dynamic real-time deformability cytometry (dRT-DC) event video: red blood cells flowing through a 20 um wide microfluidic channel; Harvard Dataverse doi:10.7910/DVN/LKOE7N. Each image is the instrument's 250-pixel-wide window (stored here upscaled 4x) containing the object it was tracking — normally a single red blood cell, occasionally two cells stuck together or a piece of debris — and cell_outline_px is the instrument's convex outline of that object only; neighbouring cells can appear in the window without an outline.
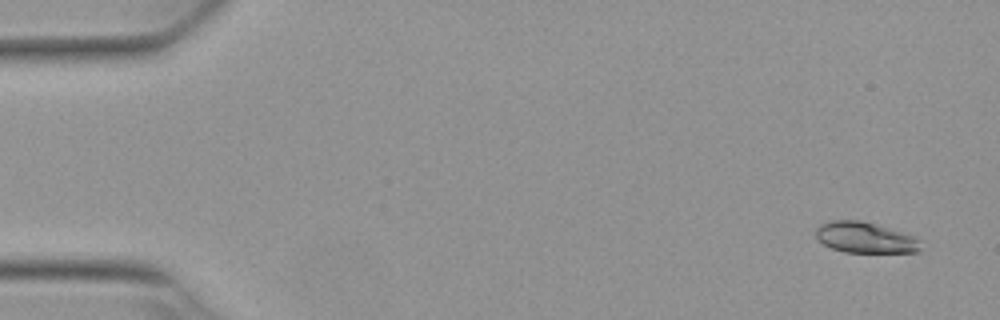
{"species": "Egyptian fruit bat (a non-hibernating species)", "species_latin": "Rousettus aegyptiacus", "temperature_condition": "warm", "stored_images_in_passage": 54, "camera_frame_rate_fps": 3000, "um_per_image_px": 0.085, "animal": {"sex": "female"}, "frame": {"image": 1, "passage_image": 3, "time_ms": 0.667, "image_size_px": [1000, 320], "cell_outline_px": [[920, 252], [844, 252], [832, 248], [824, 244], [816, 236], [816, 228], [820, 224], [832, 220], [860, 220], [900, 232], [912, 236], [916, 240], [920, 248]], "centroid_in_image_um": [73.46, 20.19], "position_along_channel_um": 11.5, "area_um2": 18.32}}
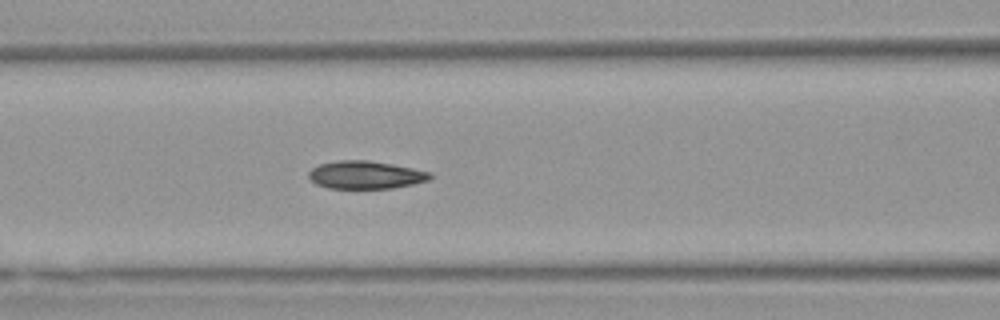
{"frame": {"image": 2, "passage_image": 23, "time_ms": 7.333, "image_size_px": [1000, 320], "cell_outline_px": [[432, 176], [428, 180], [412, 184], [392, 188], [328, 188], [316, 184], [308, 176], [308, 172], [312, 168], [320, 164], [336, 160], [368, 160], [392, 164], [432, 172]], "centroid_in_image_um": [31.06, 14.86], "position_along_channel_um": 135.5, "area_um2": 19.65}}
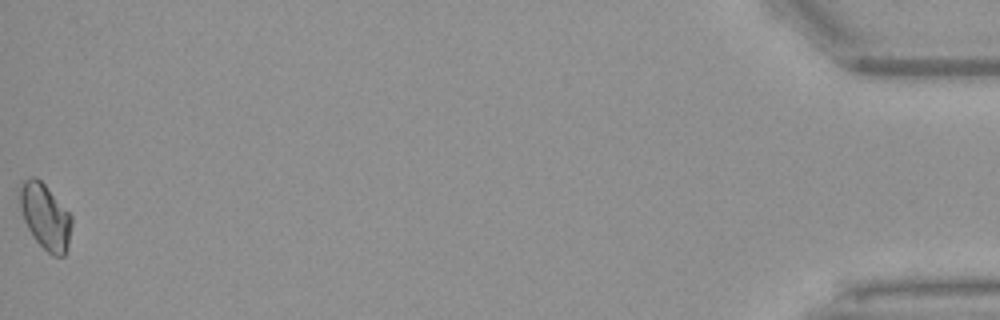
{"frame": {"image": 3, "passage_image": 54, "time_ms": 17.667, "image_size_px": [1000, 320], "cell_outline_px": [[72, 224], [68, 244], [64, 256], [52, 256], [32, 236], [24, 220], [20, 208], [16, 188], [28, 176], [36, 176], [44, 184], [72, 216]], "centroid_in_image_um": [3.8, 18.36], "position_along_channel_um": 431.4, "area_um2": 20.0}, "authors_computed_cell_mechanics": {"area_um2": 19.2185, "velocity_mm_per_s": 3.8358, "shape_relaxation_time_tau1_ms": 8.8394, "shape_relaxation_time_tau2_ms": 4.1576, "deformation_change_tau1": 0.1641, "deformation_change_tau2": 0.0745}}